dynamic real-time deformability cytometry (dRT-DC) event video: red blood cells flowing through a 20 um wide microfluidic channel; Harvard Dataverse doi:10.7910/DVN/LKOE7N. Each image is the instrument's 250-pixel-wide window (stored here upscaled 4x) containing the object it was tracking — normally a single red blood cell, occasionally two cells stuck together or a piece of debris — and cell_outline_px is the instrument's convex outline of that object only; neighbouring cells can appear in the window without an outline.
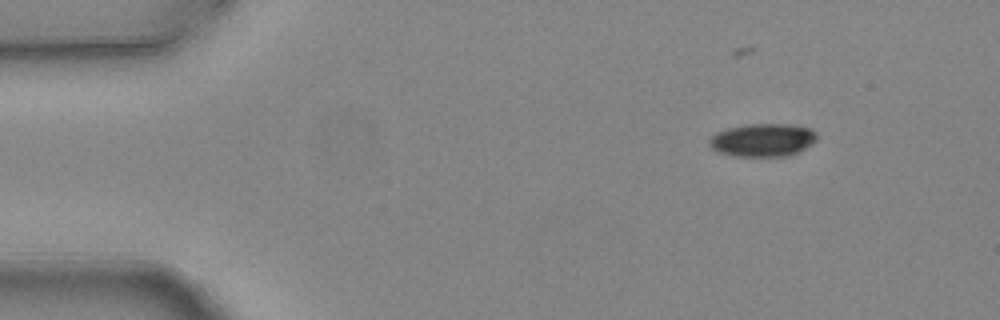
{"species": "common noctule bat (a hibernating species)", "species_latin": "Nyctalus noctula", "temperature_condition": "warm", "stored_images_in_passage": 9, "camera_frame_rate_fps": 3000, "um_per_image_px": 0.085, "animal": {"sex": "female", "body_mass_g": 24.6, "forearm_length_mm": 56.2}, "frame": {"image": 1, "passage_image": 1, "time_ms": 0.0, "image_size_px": [1000, 320], "cell_outline_px": [[816, 140], [812, 144], [788, 156], [736, 156], [720, 152], [712, 148], [708, 144], [708, 140], [716, 132], [728, 128], [744, 124], [788, 124], [812, 128], [816, 132]], "centroid_in_image_um": [64.83, 11.89], "position_along_channel_um": 20.2, "area_um2": 20.69}}
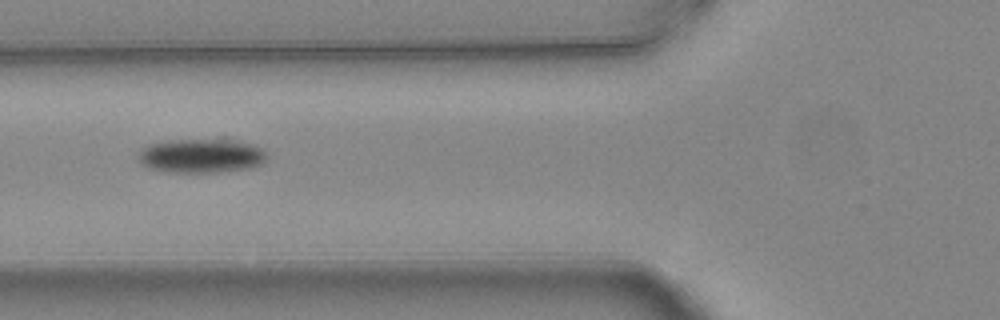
{"frame": {"image": 2, "passage_image": 5, "time_ms": 1.333, "image_size_px": [1000, 320], "cell_outline_px": [[264, 160], [260, 164], [248, 168], [216, 172], [172, 172], [152, 168], [144, 164], [140, 160], [140, 152], [148, 144], [172, 140], [220, 136], [228, 136], [252, 144], [260, 148], [264, 152]], "centroid_in_image_um": [17.16, 13.17], "position_along_channel_um": 108.6, "area_um2": 25.95}}
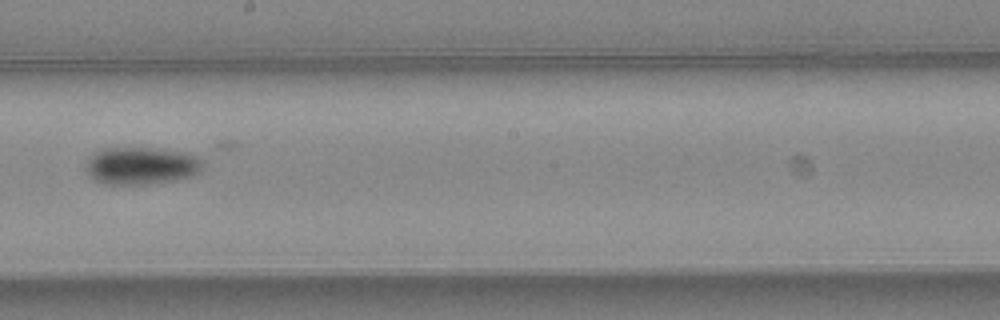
{"frame": {"image": 3, "passage_image": 8, "time_ms": 2.333, "image_size_px": [1000, 320], "cell_outline_px": [[204, 168], [200, 172], [192, 176], [176, 180], [148, 184], [104, 184], [92, 180], [88, 176], [84, 168], [92, 152], [104, 148], [160, 148], [184, 152], [196, 156], [204, 164]], "centroid_in_image_um": [11.98, 14.09], "position_along_channel_um": 236.2, "area_um2": 26.01}}